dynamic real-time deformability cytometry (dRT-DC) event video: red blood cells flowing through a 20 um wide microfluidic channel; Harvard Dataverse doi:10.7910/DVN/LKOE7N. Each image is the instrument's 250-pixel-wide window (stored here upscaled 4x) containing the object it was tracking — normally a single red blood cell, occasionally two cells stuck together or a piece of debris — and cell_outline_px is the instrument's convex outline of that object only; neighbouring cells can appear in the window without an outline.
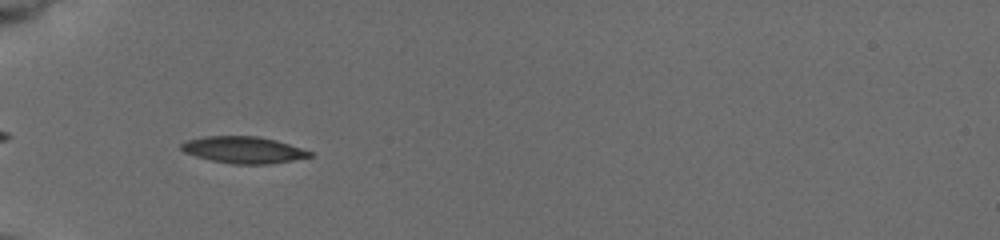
{"species": "common noctule bat (a hibernating species)", "species_latin": "Nyctalus noctula", "temperature_condition": "cold", "stored_images_in_passage": 24, "camera_frame_rate_fps": 3000, "um_per_image_px": 0.085, "animal": {"sex": "female", "body_mass_g": 19.5, "forearm_length_mm": 54.1}, "frame": {"image": 1, "passage_image": 4, "time_ms": 0.667, "image_size_px": [1000, 240], "cell_outline_px": [[312, 156], [272, 164], [232, 164], [212, 160], [196, 156], [184, 152], [180, 148], [180, 144], [188, 140], [204, 136], [256, 136], [276, 140], [312, 152]], "centroid_in_image_um": [20.67, 12.74], "position_along_channel_um": 64.3, "area_um2": 19.83}}
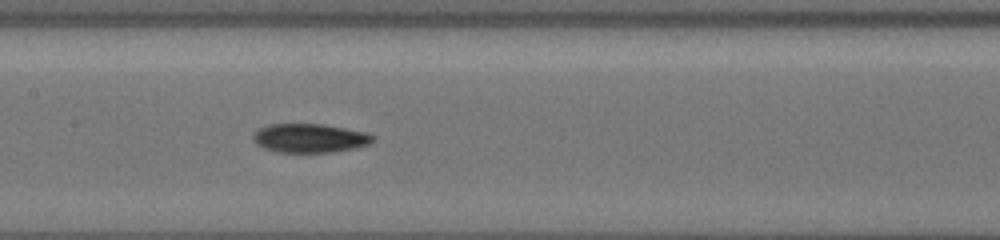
{"frame": {"image": 2, "passage_image": 16, "time_ms": 4.0, "image_size_px": [1000, 240], "cell_outline_px": [[376, 140], [368, 144], [356, 148], [332, 152], [276, 152], [264, 148], [256, 144], [252, 140], [252, 136], [260, 128], [268, 124], [324, 124], [364, 132], [376, 136]], "centroid_in_image_um": [26.33, 11.74], "position_along_channel_um": 181.1, "area_um2": 20.23}}
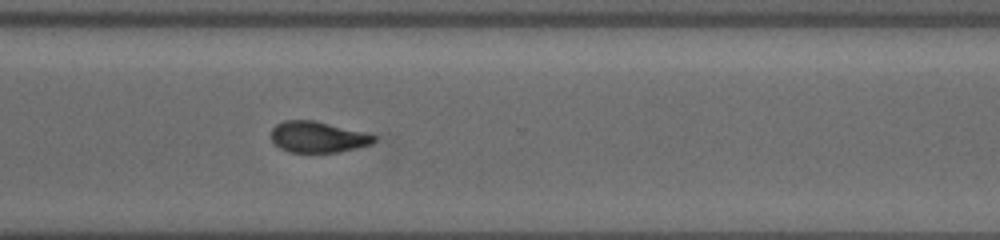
{"frame": {"image": 3, "passage_image": 24, "time_ms": 8.333, "image_size_px": [1000, 240], "cell_outline_px": [[376, 140], [372, 144], [356, 148], [336, 152], [288, 152], [280, 148], [272, 140], [272, 128], [276, 124], [284, 120], [312, 120], [364, 132], [376, 136]], "centroid_in_image_um": [27.0, 11.64], "position_along_channel_um": 343.6, "area_um2": 18.44}}